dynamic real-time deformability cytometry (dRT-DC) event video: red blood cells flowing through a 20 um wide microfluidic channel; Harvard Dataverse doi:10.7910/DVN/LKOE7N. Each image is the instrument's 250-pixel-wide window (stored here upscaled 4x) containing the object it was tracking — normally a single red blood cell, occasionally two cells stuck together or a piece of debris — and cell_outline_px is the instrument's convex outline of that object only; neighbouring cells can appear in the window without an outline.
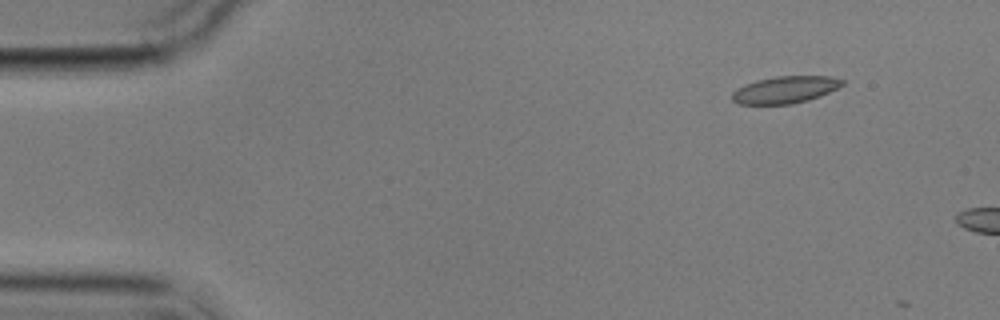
{"species": "common noctule bat (a hibernating species)", "species_latin": "Nyctalus noctula", "temperature_condition": "cold", "stored_images_in_passage": 2, "camera_frame_rate_fps": 3000, "um_per_image_px": 0.085, "animal": {"sex": "male", "body_mass_g": 17.9}, "frame": {"image": 1, "passage_image": 1, "time_ms": 0.0, "image_size_px": [1000, 320], "cell_outline_px": [[844, 84], [820, 96], [808, 100], [792, 104], [740, 104], [732, 100], [732, 92], [736, 88], [760, 80], [776, 76], [828, 76], [844, 80]], "centroid_in_image_um": [66.74, 7.63], "position_along_channel_um": 18.3, "area_um2": 17.11}}